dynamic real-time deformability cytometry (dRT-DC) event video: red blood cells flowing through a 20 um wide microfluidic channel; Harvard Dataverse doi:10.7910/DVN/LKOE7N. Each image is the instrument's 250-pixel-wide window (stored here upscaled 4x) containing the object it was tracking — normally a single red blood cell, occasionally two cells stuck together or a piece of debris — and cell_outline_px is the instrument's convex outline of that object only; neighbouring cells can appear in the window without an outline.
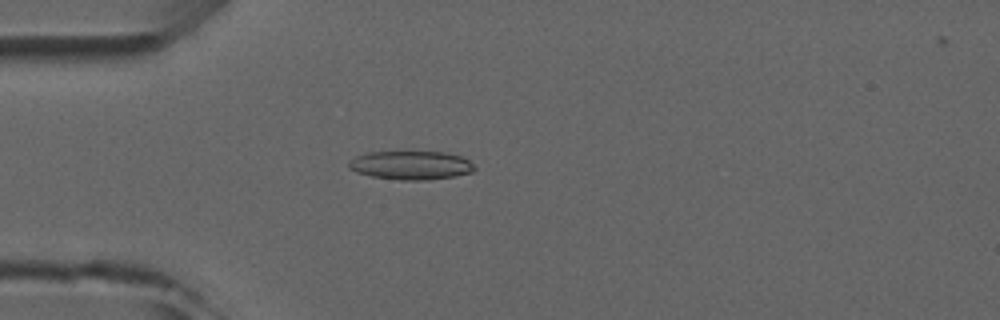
{"species": "common noctule bat (a hibernating species)", "species_latin": "Nyctalus noctula", "temperature_condition": "room temperature", "stored_images_in_passage": 4, "camera_frame_rate_fps": 3000, "um_per_image_px": 0.085, "animal": {"sex": "male", "forearm_length_mm": 52.5}, "frame": {"image": 1, "passage_image": 4, "time_ms": 3.333, "image_size_px": [1000, 320], "cell_outline_px": [[476, 168], [472, 172], [452, 176], [428, 180], [400, 180], [372, 176], [356, 172], [348, 168], [348, 164], [356, 156], [368, 152], [444, 152], [460, 156], [468, 160]], "centroid_in_image_um": [34.92, 14.05], "position_along_channel_um": 50.1, "area_um2": 20.81}}